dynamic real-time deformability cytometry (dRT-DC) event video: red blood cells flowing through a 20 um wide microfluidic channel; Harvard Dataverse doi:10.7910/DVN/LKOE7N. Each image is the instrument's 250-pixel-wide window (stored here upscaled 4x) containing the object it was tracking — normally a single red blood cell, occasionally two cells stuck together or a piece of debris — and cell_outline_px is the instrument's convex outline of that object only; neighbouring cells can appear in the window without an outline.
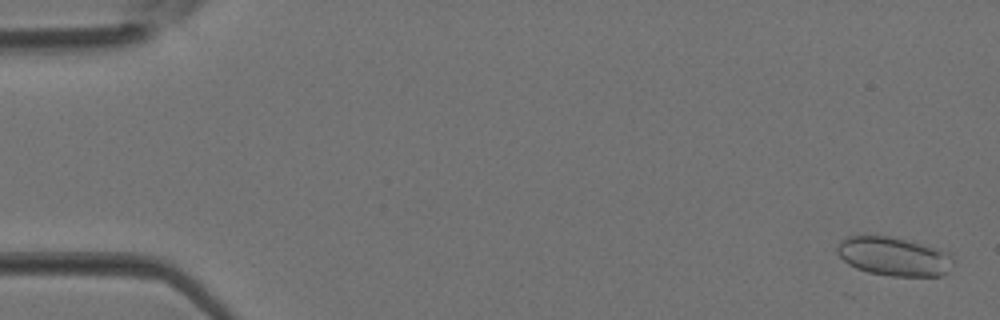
{"species": "Egyptian fruit bat (a non-hibernating species)", "species_latin": "Rousettus aegyptiacus", "temperature_condition": "room temperature", "stored_images_in_passage": 4, "camera_frame_rate_fps": 3000, "um_per_image_px": 0.085, "animal": {"sex": "female"}, "frame": {"image": 1, "passage_image": 1, "time_ms": 0.0, "image_size_px": [1000, 320], "cell_outline_px": [[956, 260], [952, 268], [948, 272], [940, 276], [892, 276], [868, 272], [856, 268], [848, 264], [836, 252], [836, 248], [840, 240], [848, 236], [888, 236], [940, 248], [948, 252]], "centroid_in_image_um": [76.02, 21.8], "position_along_channel_um": 9.0, "area_um2": 26.47}}